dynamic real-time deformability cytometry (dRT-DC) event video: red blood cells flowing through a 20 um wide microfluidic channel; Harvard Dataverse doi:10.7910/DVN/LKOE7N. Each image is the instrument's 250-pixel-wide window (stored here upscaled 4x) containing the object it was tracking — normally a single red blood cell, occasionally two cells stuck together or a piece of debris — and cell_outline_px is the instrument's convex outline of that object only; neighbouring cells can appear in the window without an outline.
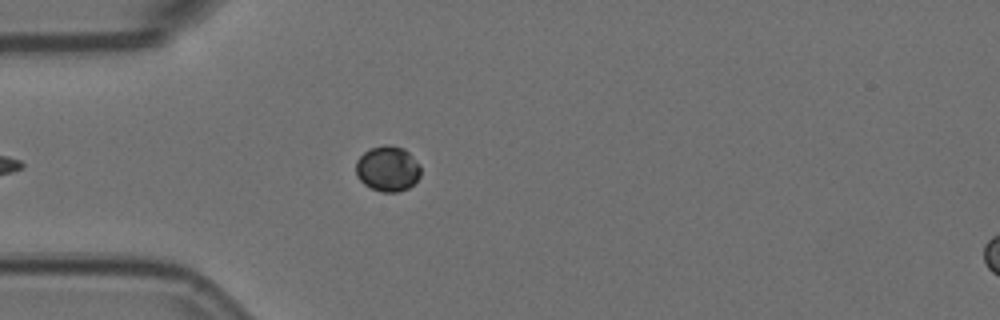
{"species": "Egyptian fruit bat (a non-hibernating species)", "species_latin": "Rousettus aegyptiacus", "temperature_condition": "room temperature", "stored_images_in_passage": 6, "camera_frame_rate_fps": 3000, "um_per_image_px": 0.085, "animal": {"sex": "female"}, "frame": {"image": 1, "passage_image": 5, "time_ms": 1.333, "image_size_px": [1000, 320], "cell_outline_px": [[420, 176], [408, 188], [396, 192], [384, 192], [372, 188], [364, 184], [360, 180], [356, 172], [356, 160], [364, 152], [372, 148], [384, 144], [392, 144], [404, 148], [420, 164]], "centroid_in_image_um": [32.96, 14.32], "position_along_channel_um": 52.0, "area_um2": 17.11}}